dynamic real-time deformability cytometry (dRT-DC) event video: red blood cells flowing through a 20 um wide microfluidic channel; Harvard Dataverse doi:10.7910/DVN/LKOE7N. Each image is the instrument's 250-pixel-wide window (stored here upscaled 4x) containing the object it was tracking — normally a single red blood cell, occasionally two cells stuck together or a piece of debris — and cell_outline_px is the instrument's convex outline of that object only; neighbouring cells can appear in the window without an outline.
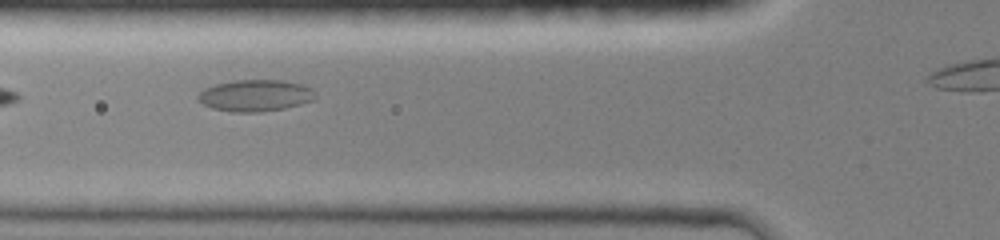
{"species": "common noctule bat (a hibernating species)", "species_latin": "Nyctalus noctula", "temperature_condition": "room temperature", "stored_images_in_passage": 23, "segment_of_instrument_passage": [1, 2], "camera_frame_rate_fps": 3000, "um_per_image_px": 0.085, "animal": {"sex": "female", "body_mass_g": 19.0, "forearm_length_mm": 51.5}, "frame": {"image": 1, "passage_image": 4, "time_ms": 1.667, "image_size_px": [1000, 240], "cell_outline_px": [[316, 100], [284, 108], [260, 112], [232, 112], [212, 108], [196, 100], [196, 96], [204, 88], [216, 84], [236, 80], [284, 80], [300, 84], [312, 88], [316, 92]], "centroid_in_image_um": [21.71, 8.12], "position_along_channel_um": 104.1, "area_um2": 21.79}}
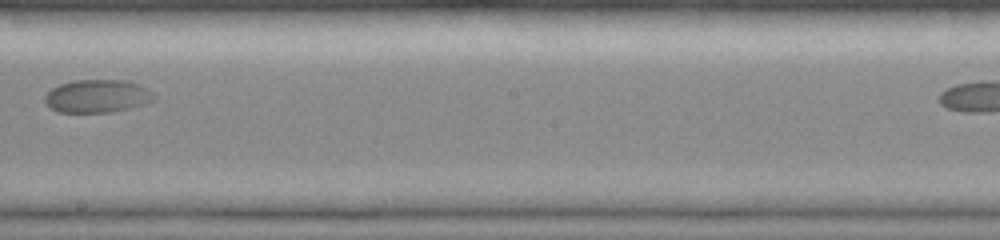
{"frame": {"image": 2, "passage_image": 11, "time_ms": 5.0, "image_size_px": [1000, 240], "cell_outline_px": [[156, 100], [144, 104], [112, 112], [56, 112], [44, 100], [44, 96], [52, 88], [60, 84], [76, 80], [124, 80], [148, 88], [156, 96]], "centroid_in_image_um": [8.29, 8.17], "position_along_channel_um": 239.9, "area_um2": 20.92}}
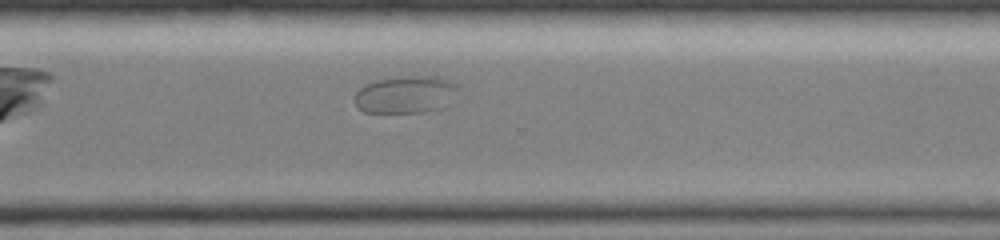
{"frame": {"image": 3, "passage_image": 17, "time_ms": 7.333, "image_size_px": [1000, 240], "cell_outline_px": [[460, 92], [448, 108], [424, 112], [364, 112], [356, 104], [356, 92], [364, 84], [376, 80], [400, 76], [436, 76], [452, 80], [460, 84]], "centroid_in_image_um": [34.63, 8.03], "position_along_channel_um": 336.0, "area_um2": 23.29}}